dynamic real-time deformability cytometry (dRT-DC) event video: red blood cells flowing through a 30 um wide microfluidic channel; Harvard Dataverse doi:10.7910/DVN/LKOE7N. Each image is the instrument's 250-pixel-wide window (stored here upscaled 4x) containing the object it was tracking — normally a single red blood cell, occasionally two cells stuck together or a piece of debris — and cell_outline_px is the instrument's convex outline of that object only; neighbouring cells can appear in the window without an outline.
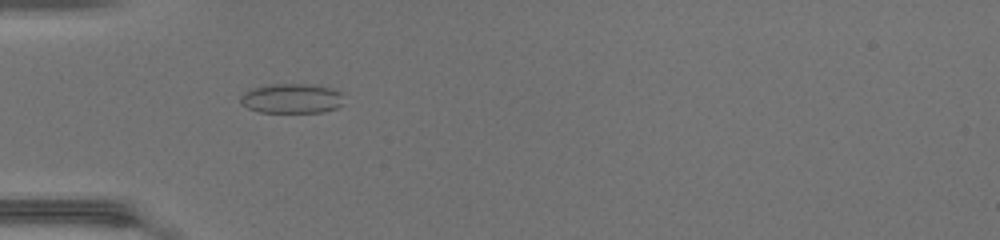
{"species": "common noctule bat (a hibernating species)", "species_latin": "Nyctalus noctula", "temperature_condition": "warm", "stored_images_in_passage": 48, "camera_frame_rate_fps": 3000, "um_per_image_px": 0.085, "animal": {"sex": "female", "body_mass_g": 17.0, "forearm_length_mm": 48.0}, "frame": {"image": 1, "passage_image": 16, "time_ms": 5.0, "image_size_px": [1000, 240], "cell_outline_px": [[344, 104], [336, 108], [324, 112], [260, 112], [248, 108], [240, 104], [240, 96], [244, 92], [252, 88], [272, 84], [296, 84], [328, 88], [340, 92]], "centroid_in_image_um": [24.75, 8.39], "position_along_channel_um": 60.3, "area_um2": 17.69}}
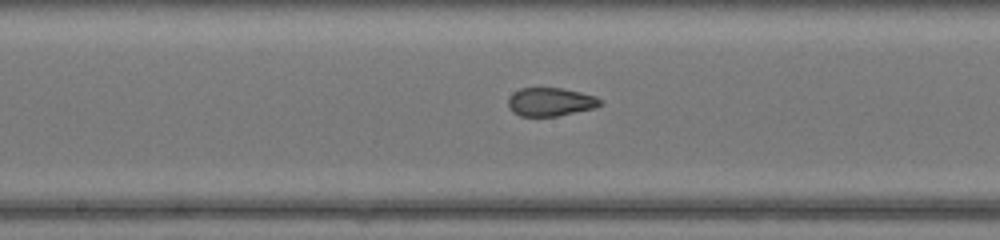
{"frame": {"image": 2, "passage_image": 26, "time_ms": 8.333, "image_size_px": [1000, 240], "cell_outline_px": [[600, 104], [596, 108], [556, 116], [520, 116], [512, 112], [508, 108], [508, 100], [512, 92], [520, 88], [560, 88], [580, 92], [592, 96], [600, 100]], "centroid_in_image_um": [46.72, 8.67], "position_along_channel_um": 201.5, "area_um2": 15.14}}
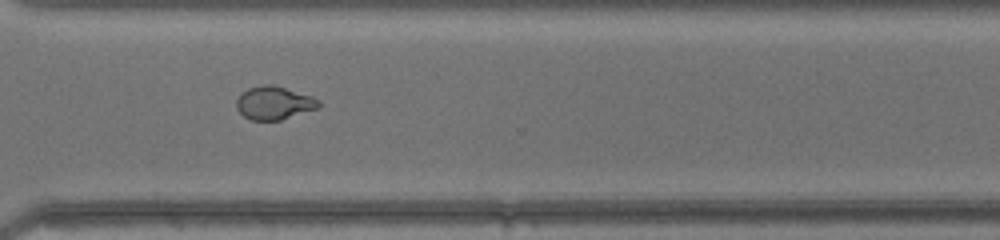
{"frame": {"image": 3, "passage_image": 36, "time_ms": 11.667, "image_size_px": [1000, 240], "cell_outline_px": [[320, 104], [316, 108], [280, 120], [252, 120], [244, 116], [236, 108], [236, 100], [248, 88], [264, 84], [272, 84], [312, 96]], "centroid_in_image_um": [23.25, 8.74], "position_along_channel_um": 347.3, "area_um2": 15.55}}